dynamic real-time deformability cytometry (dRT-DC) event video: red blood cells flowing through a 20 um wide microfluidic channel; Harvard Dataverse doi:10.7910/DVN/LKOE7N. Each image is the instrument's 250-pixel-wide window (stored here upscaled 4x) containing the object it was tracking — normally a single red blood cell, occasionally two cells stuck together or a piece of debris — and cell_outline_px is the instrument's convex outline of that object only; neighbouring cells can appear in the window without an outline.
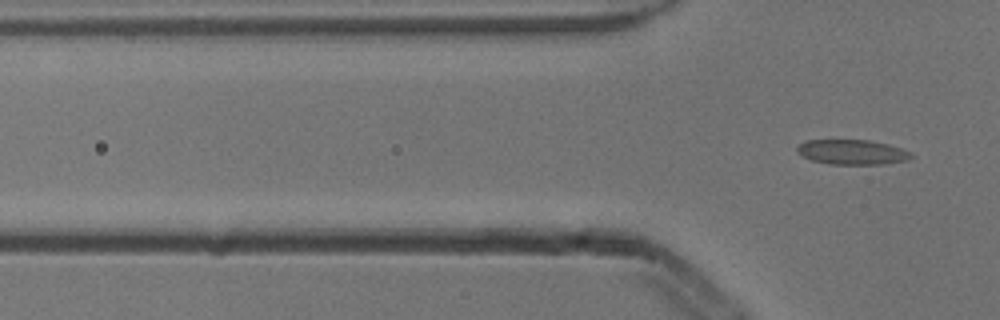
{"species": "common noctule bat (a hibernating species)", "species_latin": "Nyctalus noctula", "temperature_condition": "cold", "stored_images_in_passage": 3, "camera_frame_rate_fps": 3000, "um_per_image_px": 0.085, "animal": {"sex": "male", "body_mass_g": 13.3}, "frame": {"image": 1, "passage_image": 3, "time_ms": 0.667, "image_size_px": [1000, 320], "cell_outline_px": [[912, 156], [908, 160], [880, 164], [828, 164], [812, 160], [800, 156], [796, 152], [796, 148], [804, 140], [868, 140], [888, 144], [912, 152]], "centroid_in_image_um": [72.39, 12.92], "position_along_channel_um": 53.4, "area_um2": 16.59}}